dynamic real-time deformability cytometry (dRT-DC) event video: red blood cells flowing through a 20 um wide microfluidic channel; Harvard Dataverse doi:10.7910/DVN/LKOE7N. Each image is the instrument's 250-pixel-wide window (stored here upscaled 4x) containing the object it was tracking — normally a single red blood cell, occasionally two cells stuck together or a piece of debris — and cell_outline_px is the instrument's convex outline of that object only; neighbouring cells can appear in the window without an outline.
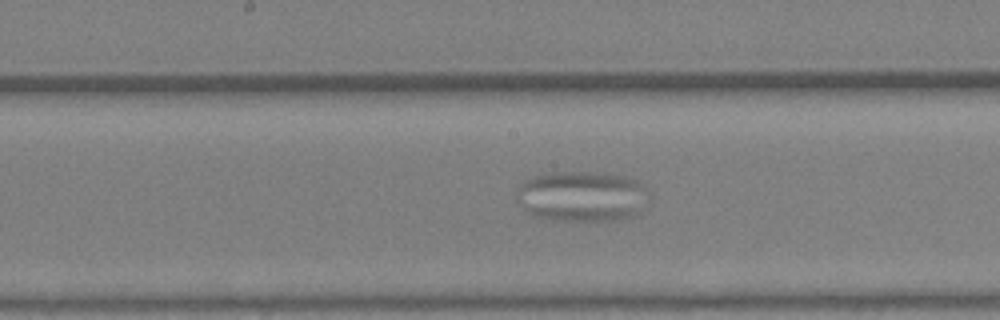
{"species": "Egyptian fruit bat (a non-hibernating species)", "species_latin": "Rousettus aegyptiacus", "temperature_condition": "warm", "stored_images_in_passage": 35, "camera_frame_rate_fps": 3000, "um_per_image_px": 0.085, "animal": {"sex": "female"}, "frame": {"image": 1, "passage_image": 14, "time_ms": 4.333, "image_size_px": [1000, 320], "cell_outline_px": [[644, 188], [640, 212], [636, 216], [616, 220], [552, 220], [536, 216], [528, 212], [516, 200], [516, 196], [524, 180], [532, 176], [552, 172], [608, 172], [624, 176], [636, 180]], "centroid_in_image_um": [49.4, 16.67], "position_along_channel_um": 198.8, "area_um2": 38.55}}